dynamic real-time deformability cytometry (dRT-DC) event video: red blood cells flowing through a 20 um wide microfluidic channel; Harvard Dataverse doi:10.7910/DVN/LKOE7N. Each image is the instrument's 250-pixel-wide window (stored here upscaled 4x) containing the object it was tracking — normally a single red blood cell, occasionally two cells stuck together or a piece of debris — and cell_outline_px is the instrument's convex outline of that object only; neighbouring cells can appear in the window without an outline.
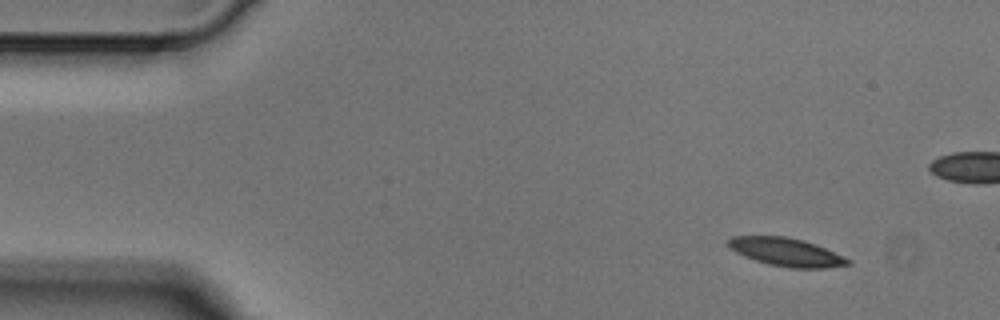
{"species": "Egyptian fruit bat (a non-hibernating species)", "species_latin": "Rousettus aegyptiacus", "temperature_condition": "cold", "stored_images_in_passage": 4, "camera_frame_rate_fps": 3000, "um_per_image_px": 0.085, "animal": {"sex": "male"}, "frame": {"image": 1, "passage_image": 1, "time_ms": 0.0, "image_size_px": [1000, 320], "cell_outline_px": [[852, 264], [828, 268], [788, 268], [768, 264], [744, 256], [736, 252], [728, 244], [728, 240], [732, 236], [784, 236], [804, 240], [816, 244], [852, 260]], "centroid_in_image_um": [66.88, 21.43], "position_along_channel_um": 18.1, "area_um2": 19.65}}